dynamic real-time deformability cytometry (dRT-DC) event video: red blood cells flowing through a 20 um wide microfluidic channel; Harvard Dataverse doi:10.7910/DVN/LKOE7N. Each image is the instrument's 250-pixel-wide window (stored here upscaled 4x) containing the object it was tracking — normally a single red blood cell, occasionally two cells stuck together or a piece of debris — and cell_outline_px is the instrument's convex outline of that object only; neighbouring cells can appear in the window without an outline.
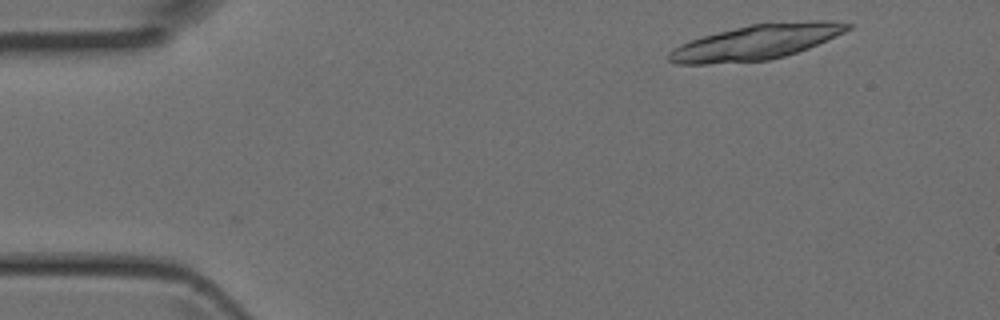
{"species": "Egyptian fruit bat (a non-hibernating species)", "species_latin": "Rousettus aegyptiacus", "temperature_condition": "room temperature", "stored_images_in_passage": 41, "camera_frame_rate_fps": 3000, "um_per_image_px": 0.085, "animal": {"sex": "female"}, "frame": {"image": 1, "passage_image": 2, "time_ms": 0.333, "image_size_px": [1000, 320], "cell_outline_px": [[852, 28], [836, 36], [808, 48], [784, 56], [768, 60], [708, 64], [676, 64], [668, 60], [668, 52], [672, 48], [680, 44], [704, 36], [752, 24], [816, 20], [832, 20], [852, 24]], "centroid_in_image_um": [64.3, 3.59], "position_along_channel_um": 20.7, "area_um2": 36.07}}